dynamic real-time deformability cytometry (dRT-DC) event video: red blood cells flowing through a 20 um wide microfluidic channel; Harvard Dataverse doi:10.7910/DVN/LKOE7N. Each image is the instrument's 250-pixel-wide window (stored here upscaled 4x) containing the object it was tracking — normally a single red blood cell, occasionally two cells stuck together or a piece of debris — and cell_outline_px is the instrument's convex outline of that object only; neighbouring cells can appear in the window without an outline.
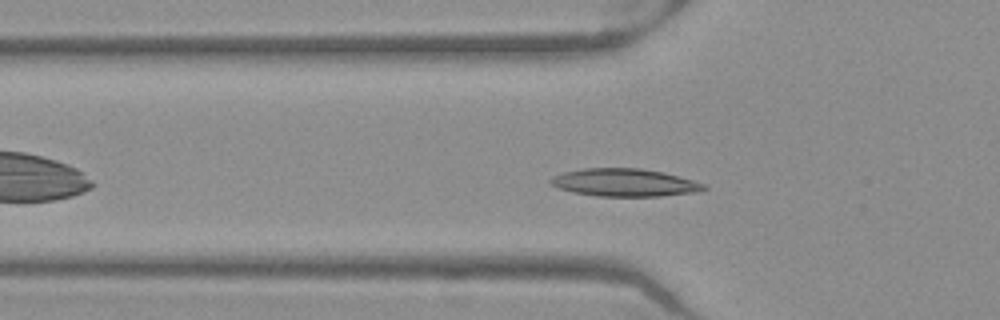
{"species": "Egyptian fruit bat (a non-hibernating species)", "species_latin": "Rousettus aegyptiacus", "temperature_condition": "warm", "stored_images_in_passage": 37, "camera_frame_rate_fps": 3000, "um_per_image_px": 0.085, "frame": {"image": 1, "passage_image": 2, "time_ms": 0.333, "image_size_px": [1000, 320], "cell_outline_px": [[708, 188], [700, 192], [660, 196], [596, 196], [572, 192], [548, 184], [548, 180], [552, 176], [564, 172], [584, 168], [640, 168], [664, 172], [692, 180], [704, 184]], "centroid_in_image_um": [53.07, 15.52], "position_along_channel_um": 72.7, "area_um2": 24.91}}
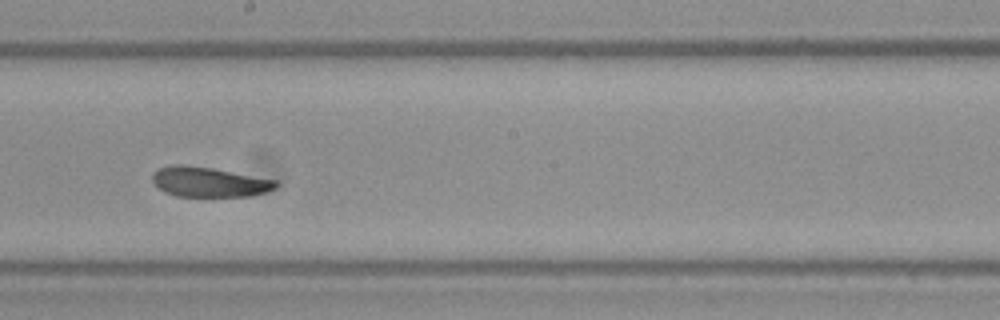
{"frame": {"image": 2, "passage_image": 14, "time_ms": 4.333, "image_size_px": [1000, 320], "cell_outline_px": [[280, 184], [276, 188], [252, 196], [176, 196], [164, 192], [152, 180], [152, 172], [168, 164], [184, 164], [212, 168], [276, 180]], "centroid_in_image_um": [17.76, 15.46], "position_along_channel_um": 230.4, "area_um2": 21.56}}
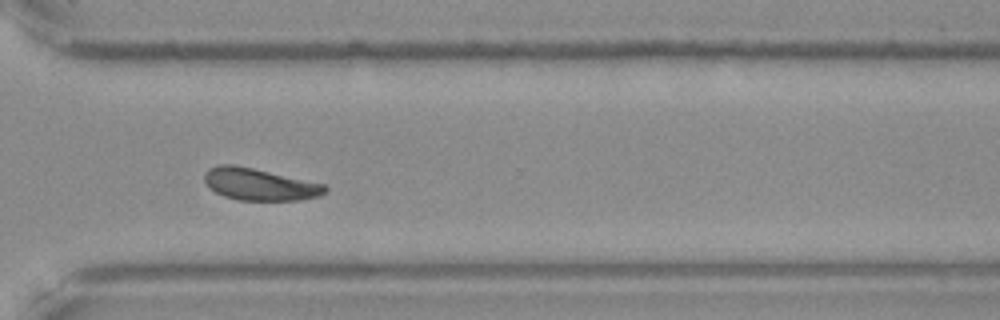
{"frame": {"image": 3, "passage_image": 23, "time_ms": 7.333, "image_size_px": [1000, 320], "cell_outline_px": [[328, 188], [320, 196], [300, 200], [236, 200], [224, 196], [208, 188], [204, 180], [204, 172], [208, 168], [220, 164], [232, 164], [252, 168], [324, 184]], "centroid_in_image_um": [22.01, 15.67], "position_along_channel_um": 348.6, "area_um2": 22.43}, "authors_computed_cell_mechanics": {"area_um2": 22.4264, "velocity_mm_per_s": 3.9306, "shape_relaxation_time_tau1_ms": 3.142, "shape_relaxation_time_tau2_ms": 3.1039, "deformation_change_tau1": 0.1134, "deformation_change_tau2": 0.0831}}